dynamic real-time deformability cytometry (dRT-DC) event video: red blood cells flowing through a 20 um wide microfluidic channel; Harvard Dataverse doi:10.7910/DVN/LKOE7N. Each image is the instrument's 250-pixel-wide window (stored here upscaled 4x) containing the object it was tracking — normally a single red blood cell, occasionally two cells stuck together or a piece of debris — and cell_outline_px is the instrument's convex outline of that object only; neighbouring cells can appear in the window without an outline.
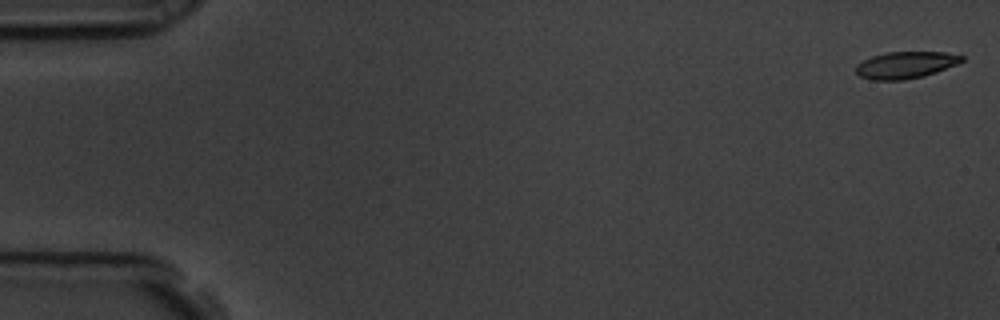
{"species": "common noctule bat (a hibernating species)", "species_latin": "Nyctalus noctula", "temperature_condition": "room temperature", "stored_images_in_passage": 6, "camera_frame_rate_fps": 3000, "um_per_image_px": 0.085, "animal": {"sex": "male", "body_mass_g": 19.5, "forearm_length_mm": 54.6}, "frame": {"image": 1, "passage_image": 1, "time_ms": 0.0, "image_size_px": [1000, 320], "cell_outline_px": [[964, 60], [956, 64], [936, 72], [924, 76], [904, 80], [872, 80], [860, 76], [856, 72], [856, 64], [872, 56], [884, 52], [944, 52], [964, 56]], "centroid_in_image_um": [76.96, 5.52], "position_along_channel_um": 8.0, "area_um2": 16.53}}